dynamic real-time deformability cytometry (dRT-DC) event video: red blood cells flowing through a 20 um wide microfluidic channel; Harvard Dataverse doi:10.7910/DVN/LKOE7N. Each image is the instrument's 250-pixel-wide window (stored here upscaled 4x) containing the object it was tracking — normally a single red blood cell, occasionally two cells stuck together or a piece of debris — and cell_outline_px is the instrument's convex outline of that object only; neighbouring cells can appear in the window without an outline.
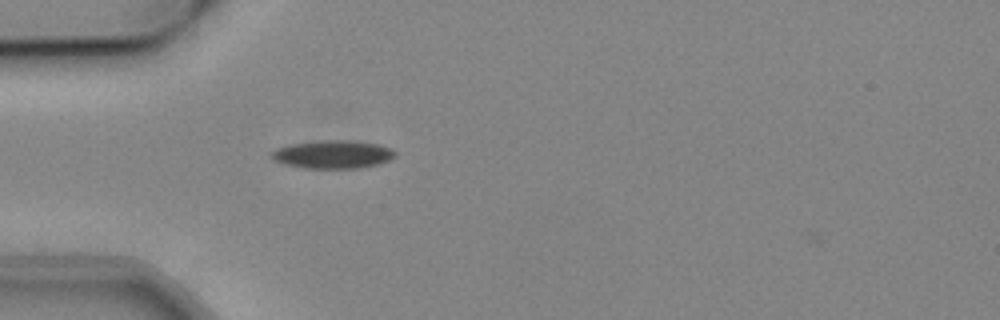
{"species": "common noctule bat (a hibernating species)", "species_latin": "Nyctalus noctula", "temperature_condition": "cold", "stored_images_in_passage": 38, "camera_frame_rate_fps": 3000, "um_per_image_px": 0.085, "animal": {"sex": "male", "body_mass_g": 19.2, "forearm_length_mm": 51.8}, "frame": {"image": 1, "passage_image": 1, "time_ms": 0.0, "image_size_px": [1000, 320], "cell_outline_px": [[396, 156], [388, 160], [376, 164], [356, 168], [308, 168], [284, 164], [272, 160], [268, 156], [268, 152], [276, 148], [292, 144], [324, 140], [352, 140], [376, 144], [392, 148], [396, 152]], "centroid_in_image_um": [28.23, 13.12], "position_along_channel_um": 56.8, "area_um2": 20.29}}
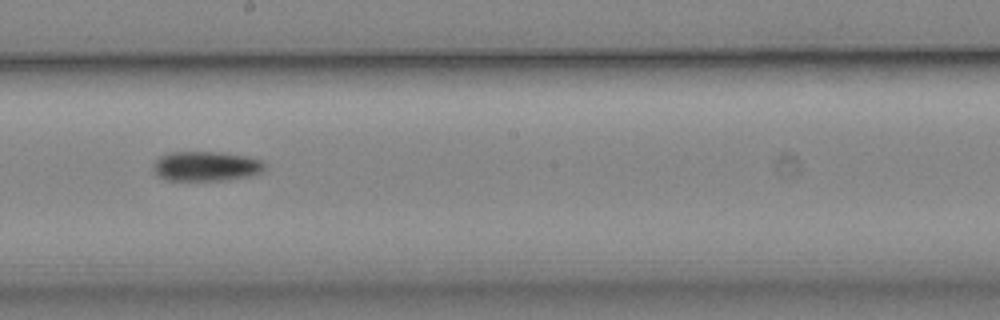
{"frame": {"image": 2, "passage_image": 15, "time_ms": 4.667, "image_size_px": [1000, 320], "cell_outline_px": [[264, 168], [260, 172], [248, 176], [220, 180], [168, 180], [156, 176], [152, 168], [152, 164], [160, 156], [168, 152], [220, 152], [244, 156], [260, 160], [264, 164]], "centroid_in_image_um": [17.42, 14.12], "position_along_channel_um": 230.8, "area_um2": 19.13}}
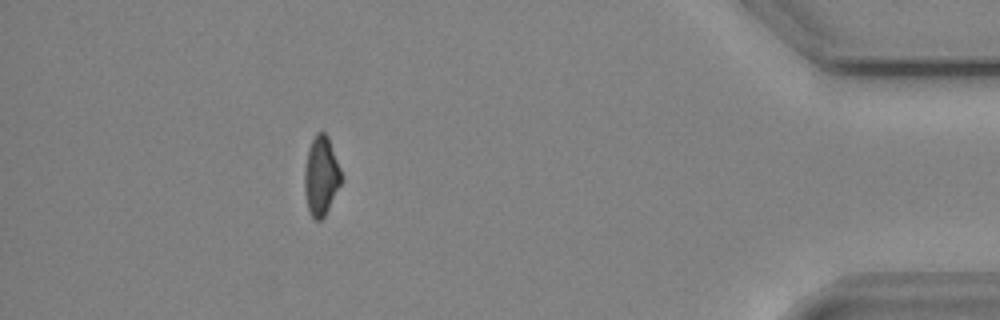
{"frame": {"image": 3, "passage_image": 33, "time_ms": 10.667, "image_size_px": [1000, 320], "cell_outline_px": [[340, 184], [324, 216], [320, 220], [316, 220], [308, 212], [304, 192], [304, 168], [308, 148], [316, 132], [324, 132], [328, 136], [340, 168]], "centroid_in_image_um": [27.25, 14.93], "position_along_channel_um": 407.9, "area_um2": 16.76}, "authors_computed_cell_mechanics": {"area_um2": 18.5827, "velocity_mm_per_s": 3.852, "shape_relaxation_time_tau1_ms": 4.8489, "shape_relaxation_time_tau2_ms": null, "deformation_change_tau1": 0.136, "deformation_change_tau2": null}}